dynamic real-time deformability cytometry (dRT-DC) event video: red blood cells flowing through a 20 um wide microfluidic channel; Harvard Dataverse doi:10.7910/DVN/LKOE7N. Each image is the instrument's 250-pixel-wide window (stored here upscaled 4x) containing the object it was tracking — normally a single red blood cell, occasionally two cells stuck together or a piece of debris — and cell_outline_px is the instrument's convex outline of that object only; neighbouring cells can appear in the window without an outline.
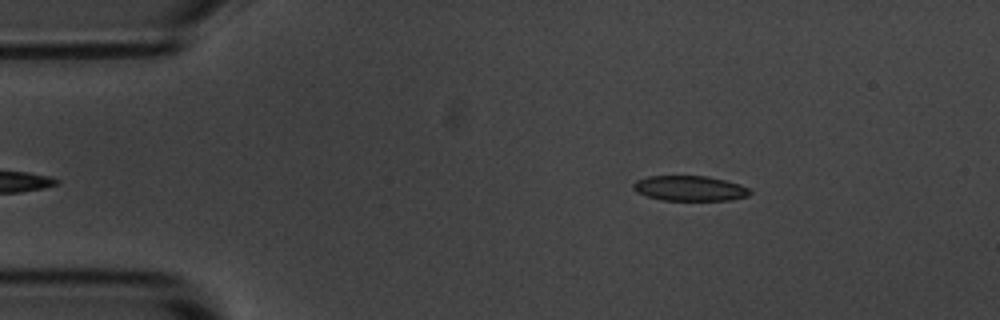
{"species": "common noctule bat (a hibernating species)", "species_latin": "Nyctalus noctula", "temperature_condition": "room temperature", "stored_images_in_passage": 49, "camera_frame_rate_fps": 3000, "um_per_image_px": 0.085, "animal": {"sex": "male", "body_mass_g": 20.1, "forearm_length_mm": 53.5}, "frame": {"image": 1, "passage_image": 2, "time_ms": 0.333, "image_size_px": [1000, 320], "cell_outline_px": [[752, 192], [748, 196], [728, 200], [660, 200], [636, 192], [632, 188], [632, 184], [636, 180], [648, 176], [708, 176], [740, 184], [748, 188]], "centroid_in_image_um": [58.6, 16.0], "position_along_channel_um": 26.4, "area_um2": 17.11}}
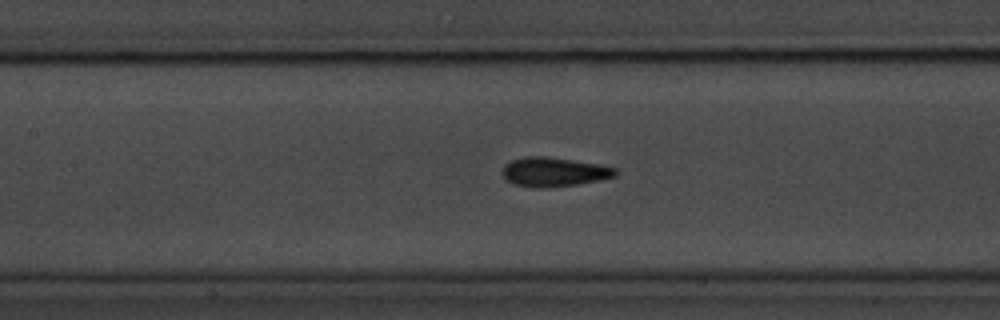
{"frame": {"image": 2, "passage_image": 18, "time_ms": 5.667, "image_size_px": [1000, 320], "cell_outline_px": [[616, 176], [600, 180], [576, 184], [544, 188], [540, 188], [516, 184], [508, 180], [504, 176], [504, 164], [512, 160], [524, 156], [544, 156], [600, 164], [616, 168]], "centroid_in_image_um": [47.11, 14.6], "position_along_channel_um": 160.3, "area_um2": 18.96}}
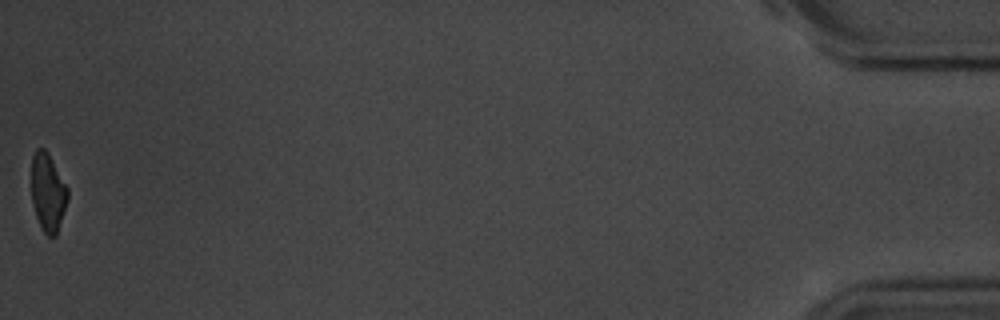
{"frame": {"image": 3, "passage_image": 49, "time_ms": 16.0, "image_size_px": [1000, 320], "cell_outline_px": [[68, 200], [56, 236], [48, 236], [44, 232], [36, 216], [32, 204], [32, 156], [36, 148], [44, 148], [48, 152], [68, 188]], "centroid_in_image_um": [4.08, 16.34], "position_along_channel_um": 431.1, "area_um2": 16.47}, "authors_computed_cell_mechanics": {"area_um2": 18.3804, "velocity_mm_per_s": 3.5839, "shape_relaxation_time_tau1_ms": 3.3334, "shape_relaxation_time_tau2_ms": 1.4547, "deformation_change_tau1": 0.1288, "deformation_change_tau2": 0.0601}}